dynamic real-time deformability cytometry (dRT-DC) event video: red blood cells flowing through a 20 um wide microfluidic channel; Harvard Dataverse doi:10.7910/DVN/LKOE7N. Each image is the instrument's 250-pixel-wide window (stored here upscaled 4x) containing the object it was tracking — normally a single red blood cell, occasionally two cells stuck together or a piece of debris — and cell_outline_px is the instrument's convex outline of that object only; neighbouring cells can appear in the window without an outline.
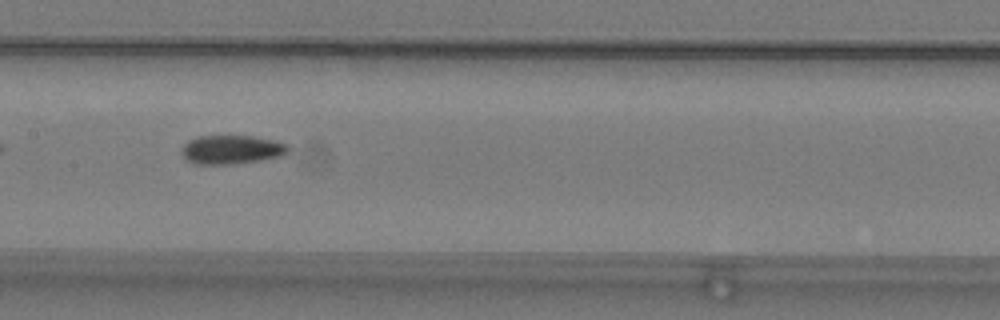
{"species": "common noctule bat (a hibernating species)", "species_latin": "Nyctalus noctula", "temperature_condition": "warm", "stored_images_in_passage": 35, "camera_frame_rate_fps": 3000, "um_per_image_px": 0.085, "animal": {"sex": "male", "body_mass_g": 19.2, "forearm_length_mm": 51.8}, "frame": {"image": 1, "passage_image": 11, "time_ms": 3.333, "image_size_px": [1000, 320], "cell_outline_px": [[288, 152], [280, 156], [260, 160], [228, 164], [192, 164], [184, 160], [180, 152], [184, 144], [188, 140], [196, 136], [252, 136], [276, 140], [284, 144], [288, 148]], "centroid_in_image_um": [19.6, 12.72], "position_along_channel_um": 187.8, "area_um2": 17.98}}
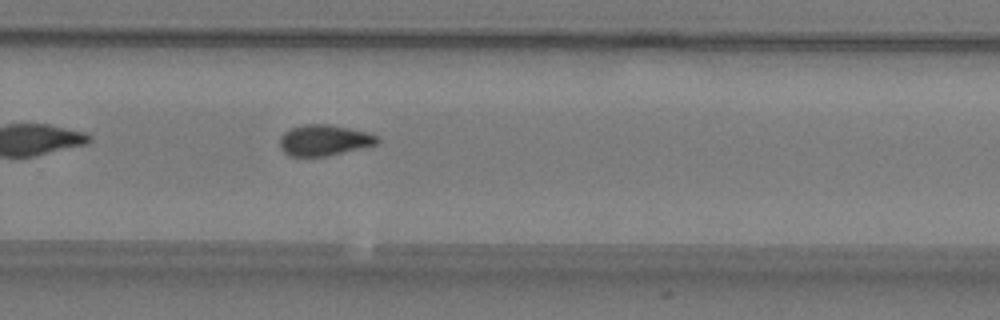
{"frame": {"image": 2, "passage_image": 20, "time_ms": 6.333, "image_size_px": [1000, 320], "cell_outline_px": [[380, 140], [376, 144], [324, 156], [288, 156], [280, 148], [280, 136], [284, 132], [292, 128], [304, 124], [328, 124], [368, 132], [376, 136]], "centroid_in_image_um": [27.5, 11.91], "position_along_channel_um": 302.3, "area_um2": 17.28}, "authors_computed_cell_mechanics": {"area_um2": 17.6868, "velocity_mm_per_s": 3.8261, "shape_relaxation_time_tau1_ms": 8.6628, "shape_relaxation_time_tau2_ms": 2.2797, "deformation_change_tau1": 0.1962, "deformation_change_tau2": 0.0794}}